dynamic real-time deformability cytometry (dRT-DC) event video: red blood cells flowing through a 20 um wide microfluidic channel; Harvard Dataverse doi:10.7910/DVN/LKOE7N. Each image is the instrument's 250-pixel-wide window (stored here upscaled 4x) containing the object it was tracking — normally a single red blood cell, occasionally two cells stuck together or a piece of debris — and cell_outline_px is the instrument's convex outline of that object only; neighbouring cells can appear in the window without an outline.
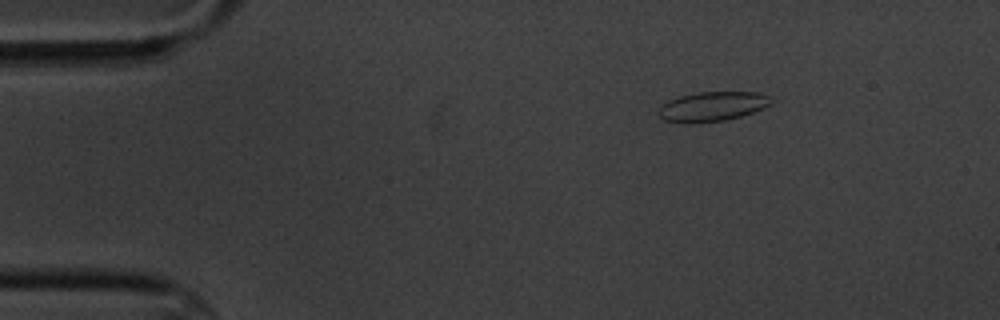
{"species": "common noctule bat (a hibernating species)", "species_latin": "Nyctalus noctula", "temperature_condition": "cold", "stored_images_in_passage": 3, "camera_frame_rate_fps": 3000, "um_per_image_px": 0.085, "animal": {"sex": "male", "body_mass_g": 20.1, "forearm_length_mm": 53.5}, "frame": {"image": 1, "passage_image": 1, "time_ms": 0.0, "image_size_px": [1000, 320], "cell_outline_px": [[776, 100], [772, 104], [764, 108], [740, 116], [724, 120], [664, 120], [660, 116], [660, 108], [668, 100], [680, 96], [696, 92], [756, 92], [772, 96]], "centroid_in_image_um": [60.7, 8.98], "position_along_channel_um": 24.3, "area_um2": 18.61}}